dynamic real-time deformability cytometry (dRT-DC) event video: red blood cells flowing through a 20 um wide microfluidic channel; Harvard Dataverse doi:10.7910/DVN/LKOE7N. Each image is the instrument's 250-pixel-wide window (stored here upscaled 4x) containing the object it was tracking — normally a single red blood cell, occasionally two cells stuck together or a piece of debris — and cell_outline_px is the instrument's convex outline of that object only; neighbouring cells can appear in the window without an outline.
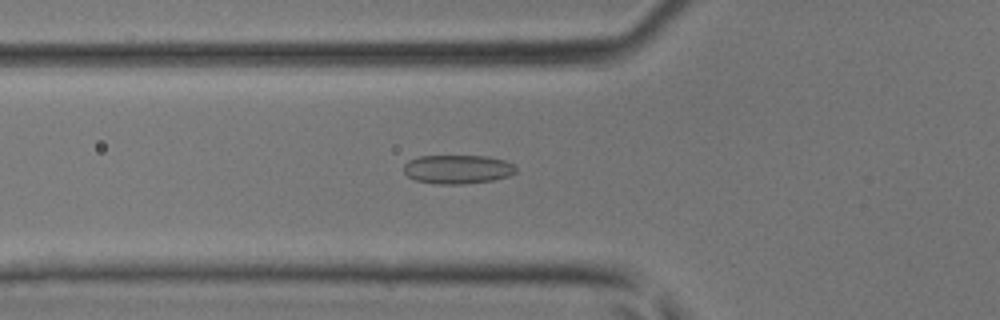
{"species": "common noctule bat (a hibernating species)", "species_latin": "Nyctalus noctula", "temperature_condition": "room temperature", "stored_images_in_passage": 36, "camera_frame_rate_fps": 3000, "um_per_image_px": 0.085, "animal": {"sex": "male", "body_mass_g": 17.9, "forearm_length_mm": 54.2}, "frame": {"image": 1, "passage_image": 7, "time_ms": 2.0, "image_size_px": [1000, 320], "cell_outline_px": [[516, 172], [508, 176], [492, 180], [464, 184], [436, 184], [416, 180], [408, 176], [404, 172], [404, 164], [408, 160], [420, 156], [488, 156], [504, 160], [512, 164], [516, 168]], "centroid_in_image_um": [38.88, 14.38], "position_along_channel_um": 86.9, "area_um2": 18.84}}
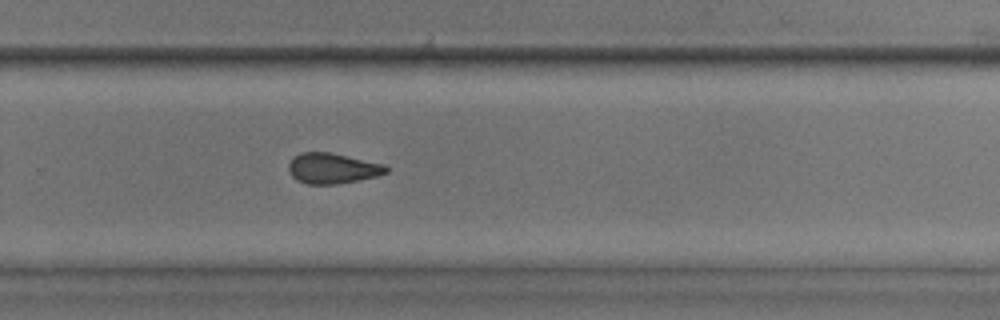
{"frame": {"image": 2, "passage_image": 21, "time_ms": 6.667, "image_size_px": [1000, 320], "cell_outline_px": [[388, 172], [376, 176], [336, 184], [308, 184], [296, 180], [288, 172], [288, 164], [292, 156], [300, 152], [332, 152], [384, 164], [388, 168]], "centroid_in_image_um": [28.21, 14.29], "position_along_channel_um": 301.6, "area_um2": 17.46}}
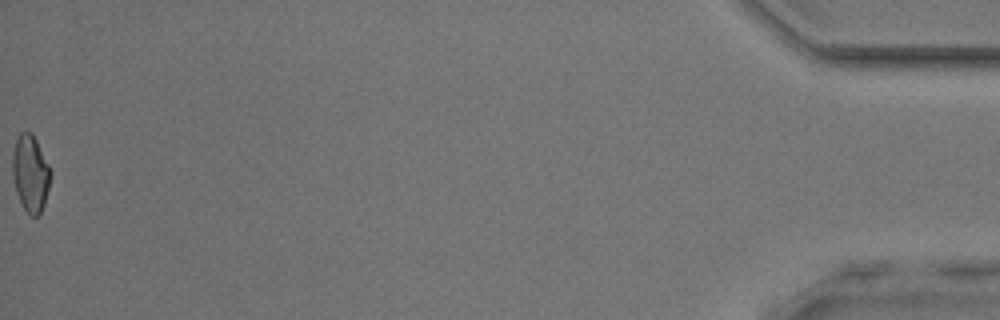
{"frame": {"image": 3, "passage_image": 36, "time_ms": 11.667, "image_size_px": [1000, 320], "cell_outline_px": [[52, 172], [44, 204], [40, 212], [36, 216], [32, 216], [20, 204], [16, 192], [12, 176], [12, 152], [16, 140], [20, 132], [32, 132]], "centroid_in_image_um": [2.57, 14.72], "position_along_channel_um": 432.6, "area_um2": 16.99}}